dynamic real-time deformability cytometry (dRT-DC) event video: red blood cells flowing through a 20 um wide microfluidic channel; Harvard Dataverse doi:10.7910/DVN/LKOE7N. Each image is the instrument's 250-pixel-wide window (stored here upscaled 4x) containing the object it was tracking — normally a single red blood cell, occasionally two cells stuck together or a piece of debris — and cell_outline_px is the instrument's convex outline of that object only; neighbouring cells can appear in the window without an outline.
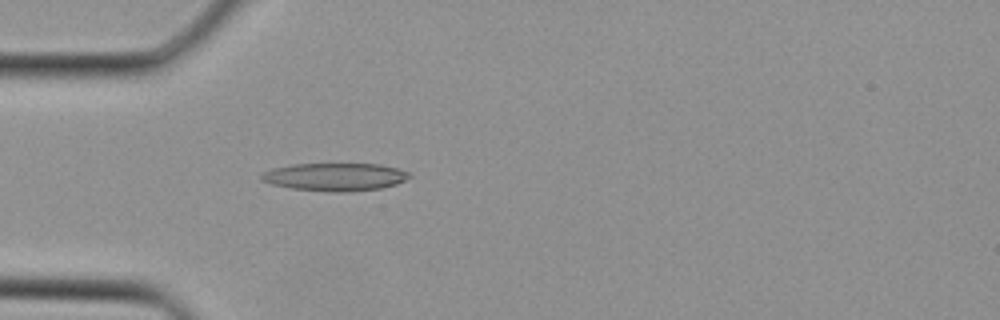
{"species": "Egyptian fruit bat (a non-hibernating species)", "species_latin": "Rousettus aegyptiacus", "temperature_condition": "cold", "stored_images_in_passage": 25, "camera_frame_rate_fps": 3000, "um_per_image_px": 0.085, "animal": {"sex": "female"}, "frame": {"image": 1, "passage_image": 6, "time_ms": 1.667, "image_size_px": [1000, 320], "cell_outline_px": [[412, 176], [396, 184], [380, 188], [344, 192], [332, 192], [292, 188], [272, 184], [260, 180], [260, 176], [264, 172], [272, 168], [292, 164], [380, 164], [396, 168], [408, 172]], "centroid_in_image_um": [28.46, 15.03], "position_along_channel_um": 56.5, "area_um2": 23.87}}
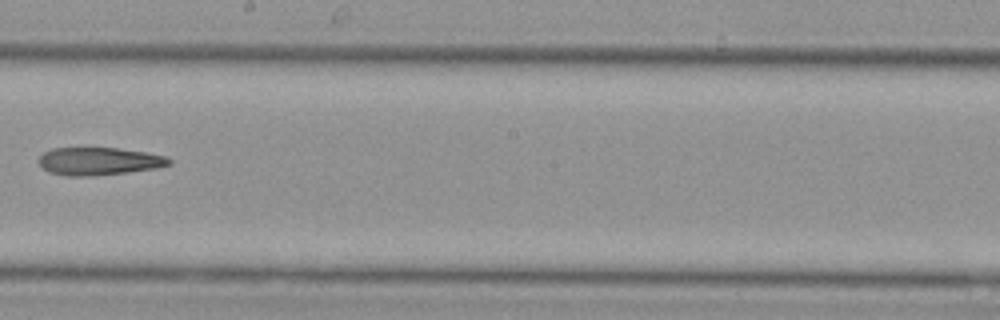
{"frame": {"image": 2, "passage_image": 16, "time_ms": 5.0, "image_size_px": [1000, 320], "cell_outline_px": [[172, 164], [156, 168], [92, 176], [68, 176], [48, 172], [36, 160], [44, 152], [52, 148], [116, 148], [144, 152], [168, 156], [172, 160]], "centroid_in_image_um": [8.4, 13.7], "position_along_channel_um": 239.8, "area_um2": 21.04}}
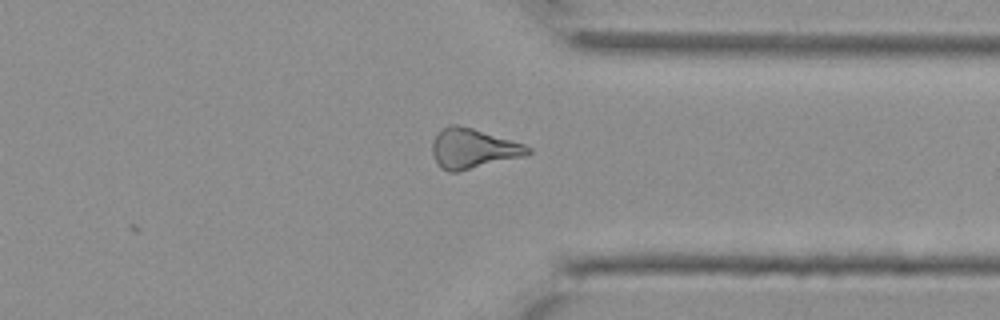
{"frame": {"image": 3, "passage_image": 23, "time_ms": 7.333, "image_size_px": [1000, 320], "cell_outline_px": [[532, 152], [524, 156], [456, 172], [448, 172], [440, 168], [432, 152], [432, 140], [448, 124], [456, 124], [472, 128], [524, 144], [532, 148]], "centroid_in_image_um": [40.2, 12.63], "position_along_channel_um": 371.2, "area_um2": 21.96}}